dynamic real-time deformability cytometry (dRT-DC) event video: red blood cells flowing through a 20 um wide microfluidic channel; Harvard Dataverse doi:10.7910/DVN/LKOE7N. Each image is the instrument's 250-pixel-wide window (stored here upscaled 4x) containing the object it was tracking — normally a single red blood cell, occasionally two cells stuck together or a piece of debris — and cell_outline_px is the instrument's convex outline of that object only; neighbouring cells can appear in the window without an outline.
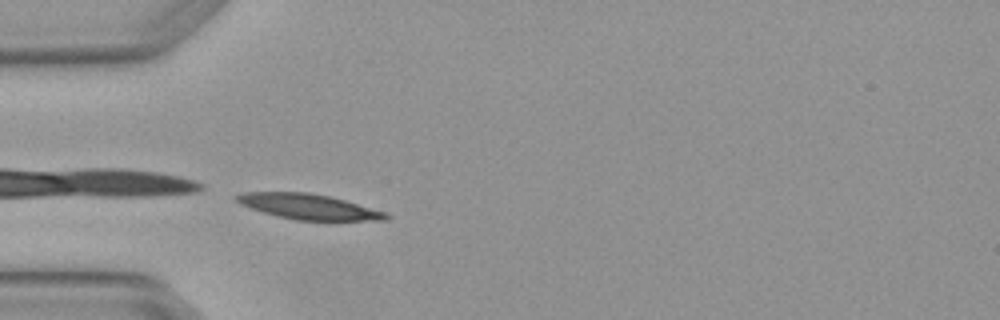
{"species": "Egyptian fruit bat (a non-hibernating species)", "species_latin": "Rousettus aegyptiacus", "temperature_condition": "warm", "stored_images_in_passage": 3, "camera_frame_rate_fps": 3000, "um_per_image_px": 0.085, "animal": {"sex": "female"}, "frame": {"image": 1, "passage_image": 3, "time_ms": 0.667, "image_size_px": [1000, 320], "cell_outline_px": [[392, 216], [388, 220], [332, 224], [296, 220], [276, 216], [240, 204], [232, 196], [244, 192], [308, 192], [328, 196], [344, 200], [388, 212]], "centroid_in_image_um": [26.4, 17.63], "position_along_channel_um": 58.6, "area_um2": 23.35}}